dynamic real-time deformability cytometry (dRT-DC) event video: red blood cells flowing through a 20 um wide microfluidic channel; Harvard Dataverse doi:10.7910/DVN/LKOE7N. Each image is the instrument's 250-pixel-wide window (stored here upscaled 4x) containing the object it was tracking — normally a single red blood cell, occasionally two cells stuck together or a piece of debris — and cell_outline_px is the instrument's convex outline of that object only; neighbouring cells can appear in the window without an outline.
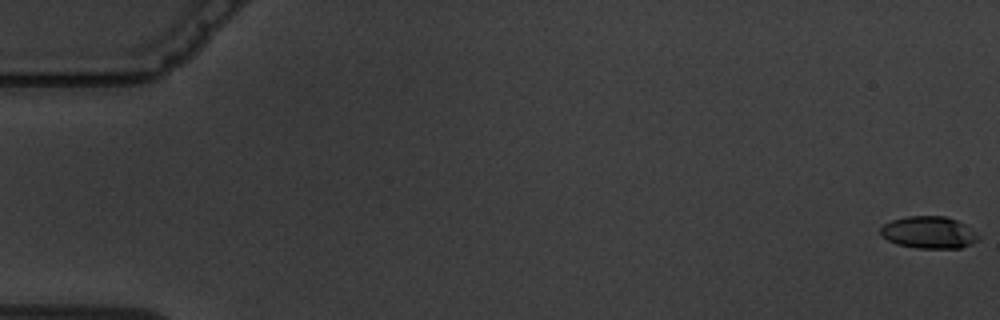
{"species": "common noctule bat (a hibernating species)", "species_latin": "Nyctalus noctula", "temperature_condition": "warm", "stored_images_in_passage": 5, "camera_frame_rate_fps": 3000, "um_per_image_px": 0.085, "animal": {"sex": "male", "body_mass_g": 19.5, "forearm_length_mm": 54.6}, "frame": {"image": 1, "passage_image": 1, "time_ms": 0.0, "image_size_px": [1000, 320], "cell_outline_px": [[980, 240], [972, 244], [960, 248], [916, 248], [896, 244], [880, 236], [880, 228], [884, 224], [892, 220], [908, 216], [944, 216], [956, 220], [964, 224], [980, 236]], "centroid_in_image_um": [78.94, 19.77], "position_along_channel_um": 6.1, "area_um2": 18.38}}
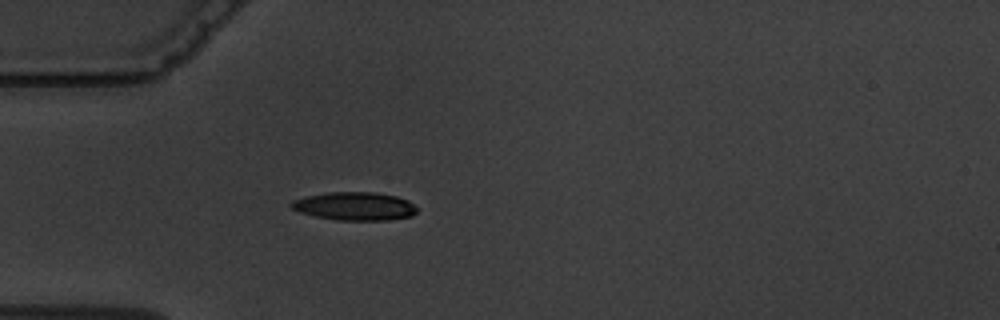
{"frame": {"image": 2, "passage_image": 5, "time_ms": 5.667, "image_size_px": [1000, 320], "cell_outline_px": [[416, 212], [412, 216], [388, 220], [336, 220], [316, 216], [300, 212], [292, 208], [288, 204], [292, 200], [308, 196], [328, 192], [376, 192], [396, 196], [408, 200], [416, 208]], "centroid_in_image_um": [30.15, 17.52], "position_along_channel_um": 54.9, "area_um2": 20.63}}